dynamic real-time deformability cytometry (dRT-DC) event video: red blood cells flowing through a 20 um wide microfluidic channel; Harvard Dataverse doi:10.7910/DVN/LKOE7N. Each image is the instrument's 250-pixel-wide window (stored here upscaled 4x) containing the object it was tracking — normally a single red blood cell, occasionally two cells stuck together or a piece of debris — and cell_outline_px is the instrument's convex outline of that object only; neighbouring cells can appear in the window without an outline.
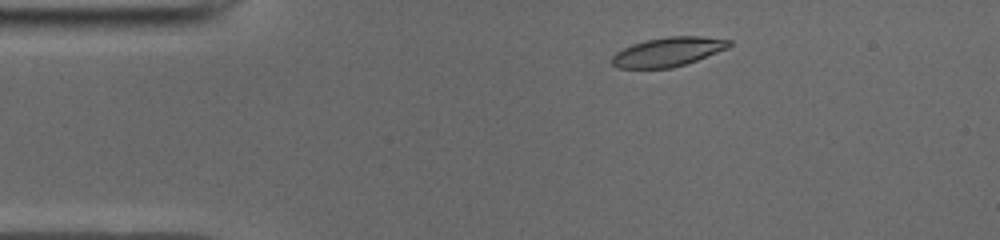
{"species": "common noctule bat (a hibernating species)", "species_latin": "Nyctalus noctula", "temperature_condition": "cold", "stored_images_in_passage": 46, "camera_frame_rate_fps": 3000, "um_per_image_px": 0.085, "animal": {"sex": "male", "body_mass_g": 19.0, "forearm_length_mm": 50.8}, "frame": {"image": 1, "passage_image": 4, "time_ms": 1.0, "image_size_px": [1000, 240], "cell_outline_px": [[732, 44], [728, 48], [696, 60], [672, 68], [616, 68], [612, 64], [612, 56], [616, 52], [632, 44], [644, 40], [668, 36], [700, 36], [732, 40]], "centroid_in_image_um": [56.77, 4.4], "position_along_channel_um": 28.2, "area_um2": 19.88}}
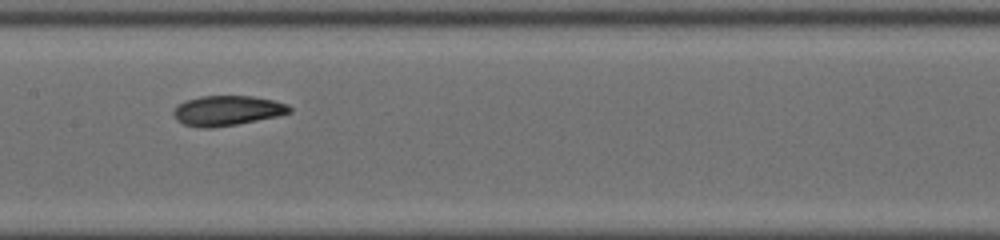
{"frame": {"image": 2, "passage_image": 20, "time_ms": 6.333, "image_size_px": [1000, 240], "cell_outline_px": [[292, 112], [276, 116], [236, 124], [208, 128], [204, 128], [184, 124], [176, 120], [172, 112], [176, 104], [184, 100], [200, 96], [252, 96], [276, 100], [288, 104], [292, 108]], "centroid_in_image_um": [19.29, 9.38], "position_along_channel_um": 188.1, "area_um2": 20.35}}
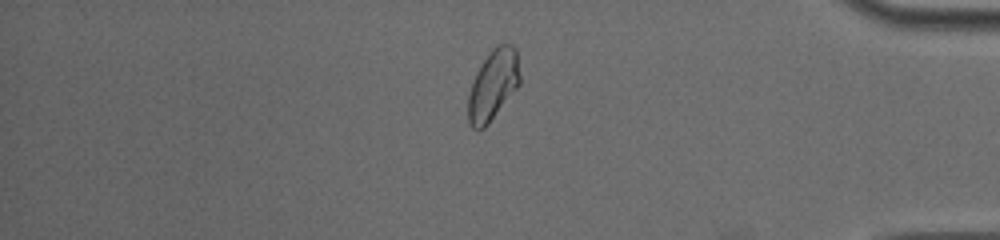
{"frame": {"image": 3, "passage_image": 38, "time_ms": 12.333, "image_size_px": [1000, 240], "cell_outline_px": [[520, 84], [488, 124], [484, 128], [472, 128], [468, 124], [468, 96], [476, 72], [492, 48], [496, 44], [512, 44], [516, 48], [520, 76]], "centroid_in_image_um": [41.92, 7.21], "position_along_channel_um": 393.3, "area_um2": 21.1}, "authors_computed_cell_mechanics": {"area_um2": 20.1722, "velocity_mm_per_s": 3.9292, "shape_relaxation_time_tau1_ms": 5.6129, "shape_relaxation_time_tau2_ms": 2.6393, "deformation_change_tau1": 0.1878, "deformation_change_tau2": 0.0779}}